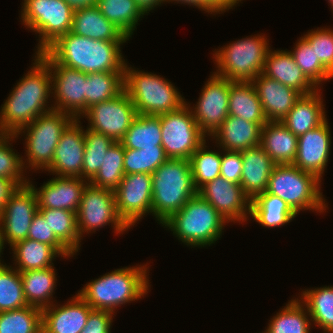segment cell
Masks as SVG:
<instances>
[{
    "mask_svg": "<svg viewBox=\"0 0 333 333\" xmlns=\"http://www.w3.org/2000/svg\"><path fill=\"white\" fill-rule=\"evenodd\" d=\"M38 212L37 196L29 185L19 186L5 202L0 212L3 244L10 245L27 239L29 227Z\"/></svg>",
    "mask_w": 333,
    "mask_h": 333,
    "instance_id": "cell-15",
    "label": "cell"
},
{
    "mask_svg": "<svg viewBox=\"0 0 333 333\" xmlns=\"http://www.w3.org/2000/svg\"><path fill=\"white\" fill-rule=\"evenodd\" d=\"M162 147L169 159L189 160L207 137L194 119L190 105L160 115Z\"/></svg>",
    "mask_w": 333,
    "mask_h": 333,
    "instance_id": "cell-11",
    "label": "cell"
},
{
    "mask_svg": "<svg viewBox=\"0 0 333 333\" xmlns=\"http://www.w3.org/2000/svg\"><path fill=\"white\" fill-rule=\"evenodd\" d=\"M19 186L13 181L0 177V212L4 207L5 202L8 200L9 196L18 188Z\"/></svg>",
    "mask_w": 333,
    "mask_h": 333,
    "instance_id": "cell-53",
    "label": "cell"
},
{
    "mask_svg": "<svg viewBox=\"0 0 333 333\" xmlns=\"http://www.w3.org/2000/svg\"><path fill=\"white\" fill-rule=\"evenodd\" d=\"M70 32L94 40H129L119 28L102 15L96 4L74 9Z\"/></svg>",
    "mask_w": 333,
    "mask_h": 333,
    "instance_id": "cell-27",
    "label": "cell"
},
{
    "mask_svg": "<svg viewBox=\"0 0 333 333\" xmlns=\"http://www.w3.org/2000/svg\"><path fill=\"white\" fill-rule=\"evenodd\" d=\"M220 176L233 183L240 184L243 163L241 152L223 151Z\"/></svg>",
    "mask_w": 333,
    "mask_h": 333,
    "instance_id": "cell-50",
    "label": "cell"
},
{
    "mask_svg": "<svg viewBox=\"0 0 333 333\" xmlns=\"http://www.w3.org/2000/svg\"><path fill=\"white\" fill-rule=\"evenodd\" d=\"M296 216L297 214L284 200L266 191L251 200L250 217L264 227L283 226Z\"/></svg>",
    "mask_w": 333,
    "mask_h": 333,
    "instance_id": "cell-32",
    "label": "cell"
},
{
    "mask_svg": "<svg viewBox=\"0 0 333 333\" xmlns=\"http://www.w3.org/2000/svg\"><path fill=\"white\" fill-rule=\"evenodd\" d=\"M206 141L191 155L189 159L193 185L198 191L206 183L220 176L222 153L206 150Z\"/></svg>",
    "mask_w": 333,
    "mask_h": 333,
    "instance_id": "cell-44",
    "label": "cell"
},
{
    "mask_svg": "<svg viewBox=\"0 0 333 333\" xmlns=\"http://www.w3.org/2000/svg\"><path fill=\"white\" fill-rule=\"evenodd\" d=\"M328 124L326 119L318 127L298 137L297 154L293 162V165L316 175L320 180L330 155L332 138Z\"/></svg>",
    "mask_w": 333,
    "mask_h": 333,
    "instance_id": "cell-20",
    "label": "cell"
},
{
    "mask_svg": "<svg viewBox=\"0 0 333 333\" xmlns=\"http://www.w3.org/2000/svg\"><path fill=\"white\" fill-rule=\"evenodd\" d=\"M39 333H47V332L42 328Z\"/></svg>",
    "mask_w": 333,
    "mask_h": 333,
    "instance_id": "cell-58",
    "label": "cell"
},
{
    "mask_svg": "<svg viewBox=\"0 0 333 333\" xmlns=\"http://www.w3.org/2000/svg\"><path fill=\"white\" fill-rule=\"evenodd\" d=\"M196 194L189 160L168 159L152 173V214L160 224Z\"/></svg>",
    "mask_w": 333,
    "mask_h": 333,
    "instance_id": "cell-4",
    "label": "cell"
},
{
    "mask_svg": "<svg viewBox=\"0 0 333 333\" xmlns=\"http://www.w3.org/2000/svg\"><path fill=\"white\" fill-rule=\"evenodd\" d=\"M265 124L228 115L211 136L224 151L241 152L260 145L261 130Z\"/></svg>",
    "mask_w": 333,
    "mask_h": 333,
    "instance_id": "cell-24",
    "label": "cell"
},
{
    "mask_svg": "<svg viewBox=\"0 0 333 333\" xmlns=\"http://www.w3.org/2000/svg\"><path fill=\"white\" fill-rule=\"evenodd\" d=\"M84 140L85 151L81 178L90 182L99 171L106 152L116 141L90 128L84 130Z\"/></svg>",
    "mask_w": 333,
    "mask_h": 333,
    "instance_id": "cell-40",
    "label": "cell"
},
{
    "mask_svg": "<svg viewBox=\"0 0 333 333\" xmlns=\"http://www.w3.org/2000/svg\"><path fill=\"white\" fill-rule=\"evenodd\" d=\"M197 194L209 202L227 223L245 222L250 217L251 198L240 184L228 181L222 176L203 185Z\"/></svg>",
    "mask_w": 333,
    "mask_h": 333,
    "instance_id": "cell-18",
    "label": "cell"
},
{
    "mask_svg": "<svg viewBox=\"0 0 333 333\" xmlns=\"http://www.w3.org/2000/svg\"><path fill=\"white\" fill-rule=\"evenodd\" d=\"M34 57V66L20 79L1 106L2 134L15 135L38 116L53 109L52 105L47 106L50 103L47 100L53 94L50 67L38 53Z\"/></svg>",
    "mask_w": 333,
    "mask_h": 333,
    "instance_id": "cell-1",
    "label": "cell"
},
{
    "mask_svg": "<svg viewBox=\"0 0 333 333\" xmlns=\"http://www.w3.org/2000/svg\"><path fill=\"white\" fill-rule=\"evenodd\" d=\"M88 183L80 177L55 176L37 189L28 182L37 196L38 209H64L75 213Z\"/></svg>",
    "mask_w": 333,
    "mask_h": 333,
    "instance_id": "cell-21",
    "label": "cell"
},
{
    "mask_svg": "<svg viewBox=\"0 0 333 333\" xmlns=\"http://www.w3.org/2000/svg\"><path fill=\"white\" fill-rule=\"evenodd\" d=\"M126 41L94 40L68 32L45 51L59 64L83 73L124 72L121 45Z\"/></svg>",
    "mask_w": 333,
    "mask_h": 333,
    "instance_id": "cell-2",
    "label": "cell"
},
{
    "mask_svg": "<svg viewBox=\"0 0 333 333\" xmlns=\"http://www.w3.org/2000/svg\"><path fill=\"white\" fill-rule=\"evenodd\" d=\"M295 63L302 70L305 76L317 87L323 81L333 78V75L316 59L314 49L309 42L302 36L296 43L293 51H289Z\"/></svg>",
    "mask_w": 333,
    "mask_h": 333,
    "instance_id": "cell-45",
    "label": "cell"
},
{
    "mask_svg": "<svg viewBox=\"0 0 333 333\" xmlns=\"http://www.w3.org/2000/svg\"><path fill=\"white\" fill-rule=\"evenodd\" d=\"M119 142L124 149L163 148L160 115L138 114Z\"/></svg>",
    "mask_w": 333,
    "mask_h": 333,
    "instance_id": "cell-34",
    "label": "cell"
},
{
    "mask_svg": "<svg viewBox=\"0 0 333 333\" xmlns=\"http://www.w3.org/2000/svg\"><path fill=\"white\" fill-rule=\"evenodd\" d=\"M242 175L240 185L251 200L266 191L269 177L276 163L259 145L241 151Z\"/></svg>",
    "mask_w": 333,
    "mask_h": 333,
    "instance_id": "cell-26",
    "label": "cell"
},
{
    "mask_svg": "<svg viewBox=\"0 0 333 333\" xmlns=\"http://www.w3.org/2000/svg\"><path fill=\"white\" fill-rule=\"evenodd\" d=\"M102 15L119 28L129 39L133 31L146 15L135 0H97L96 3Z\"/></svg>",
    "mask_w": 333,
    "mask_h": 333,
    "instance_id": "cell-35",
    "label": "cell"
},
{
    "mask_svg": "<svg viewBox=\"0 0 333 333\" xmlns=\"http://www.w3.org/2000/svg\"><path fill=\"white\" fill-rule=\"evenodd\" d=\"M28 306L20 272L12 266H0V312Z\"/></svg>",
    "mask_w": 333,
    "mask_h": 333,
    "instance_id": "cell-43",
    "label": "cell"
},
{
    "mask_svg": "<svg viewBox=\"0 0 333 333\" xmlns=\"http://www.w3.org/2000/svg\"><path fill=\"white\" fill-rule=\"evenodd\" d=\"M111 223L115 233H124L129 227L119 216L116 208L115 193L110 189L100 188L88 183L83 190L77 226L80 238L88 233Z\"/></svg>",
    "mask_w": 333,
    "mask_h": 333,
    "instance_id": "cell-12",
    "label": "cell"
},
{
    "mask_svg": "<svg viewBox=\"0 0 333 333\" xmlns=\"http://www.w3.org/2000/svg\"><path fill=\"white\" fill-rule=\"evenodd\" d=\"M148 265L124 267L87 283L78 294L93 310L115 313L117 307L137 301L149 291ZM115 310V311H114Z\"/></svg>",
    "mask_w": 333,
    "mask_h": 333,
    "instance_id": "cell-3",
    "label": "cell"
},
{
    "mask_svg": "<svg viewBox=\"0 0 333 333\" xmlns=\"http://www.w3.org/2000/svg\"><path fill=\"white\" fill-rule=\"evenodd\" d=\"M42 310L33 306L0 312V333H39Z\"/></svg>",
    "mask_w": 333,
    "mask_h": 333,
    "instance_id": "cell-42",
    "label": "cell"
},
{
    "mask_svg": "<svg viewBox=\"0 0 333 333\" xmlns=\"http://www.w3.org/2000/svg\"><path fill=\"white\" fill-rule=\"evenodd\" d=\"M230 80L213 73L203 87L198 102L191 109L199 129L211 135L228 117Z\"/></svg>",
    "mask_w": 333,
    "mask_h": 333,
    "instance_id": "cell-17",
    "label": "cell"
},
{
    "mask_svg": "<svg viewBox=\"0 0 333 333\" xmlns=\"http://www.w3.org/2000/svg\"><path fill=\"white\" fill-rule=\"evenodd\" d=\"M263 74L298 91L301 95H308L318 89L295 63L292 54L286 50L269 49Z\"/></svg>",
    "mask_w": 333,
    "mask_h": 333,
    "instance_id": "cell-25",
    "label": "cell"
},
{
    "mask_svg": "<svg viewBox=\"0 0 333 333\" xmlns=\"http://www.w3.org/2000/svg\"><path fill=\"white\" fill-rule=\"evenodd\" d=\"M2 249H4V244H3V241H2V233H1V226H0V257H1V253L3 251ZM1 265H3V263L0 260V266Z\"/></svg>",
    "mask_w": 333,
    "mask_h": 333,
    "instance_id": "cell-56",
    "label": "cell"
},
{
    "mask_svg": "<svg viewBox=\"0 0 333 333\" xmlns=\"http://www.w3.org/2000/svg\"><path fill=\"white\" fill-rule=\"evenodd\" d=\"M168 159L163 148L125 149L124 174H152Z\"/></svg>",
    "mask_w": 333,
    "mask_h": 333,
    "instance_id": "cell-46",
    "label": "cell"
},
{
    "mask_svg": "<svg viewBox=\"0 0 333 333\" xmlns=\"http://www.w3.org/2000/svg\"><path fill=\"white\" fill-rule=\"evenodd\" d=\"M264 35H255L233 41L217 49L213 58L217 69L216 75L230 81L252 82L263 73L265 58L270 46Z\"/></svg>",
    "mask_w": 333,
    "mask_h": 333,
    "instance_id": "cell-8",
    "label": "cell"
},
{
    "mask_svg": "<svg viewBox=\"0 0 333 333\" xmlns=\"http://www.w3.org/2000/svg\"><path fill=\"white\" fill-rule=\"evenodd\" d=\"M22 4L20 19L41 38L36 53L71 31L74 9L64 0H24Z\"/></svg>",
    "mask_w": 333,
    "mask_h": 333,
    "instance_id": "cell-10",
    "label": "cell"
},
{
    "mask_svg": "<svg viewBox=\"0 0 333 333\" xmlns=\"http://www.w3.org/2000/svg\"><path fill=\"white\" fill-rule=\"evenodd\" d=\"M15 135L0 133V177L13 180L18 186L28 184L29 180L24 176L23 157L14 152L10 141Z\"/></svg>",
    "mask_w": 333,
    "mask_h": 333,
    "instance_id": "cell-47",
    "label": "cell"
},
{
    "mask_svg": "<svg viewBox=\"0 0 333 333\" xmlns=\"http://www.w3.org/2000/svg\"><path fill=\"white\" fill-rule=\"evenodd\" d=\"M124 90V72L86 74V111L92 105L116 97Z\"/></svg>",
    "mask_w": 333,
    "mask_h": 333,
    "instance_id": "cell-39",
    "label": "cell"
},
{
    "mask_svg": "<svg viewBox=\"0 0 333 333\" xmlns=\"http://www.w3.org/2000/svg\"><path fill=\"white\" fill-rule=\"evenodd\" d=\"M54 268L52 266L41 270L20 272L24 296L29 306L43 310L54 303L51 301L57 286Z\"/></svg>",
    "mask_w": 333,
    "mask_h": 333,
    "instance_id": "cell-31",
    "label": "cell"
},
{
    "mask_svg": "<svg viewBox=\"0 0 333 333\" xmlns=\"http://www.w3.org/2000/svg\"><path fill=\"white\" fill-rule=\"evenodd\" d=\"M140 9L145 13L154 10L155 7L160 6L165 0H135Z\"/></svg>",
    "mask_w": 333,
    "mask_h": 333,
    "instance_id": "cell-54",
    "label": "cell"
},
{
    "mask_svg": "<svg viewBox=\"0 0 333 333\" xmlns=\"http://www.w3.org/2000/svg\"><path fill=\"white\" fill-rule=\"evenodd\" d=\"M64 1L73 9L93 6L97 3V0H64Z\"/></svg>",
    "mask_w": 333,
    "mask_h": 333,
    "instance_id": "cell-55",
    "label": "cell"
},
{
    "mask_svg": "<svg viewBox=\"0 0 333 333\" xmlns=\"http://www.w3.org/2000/svg\"><path fill=\"white\" fill-rule=\"evenodd\" d=\"M252 83L255 86L267 121L280 122L294 107L301 94L282 83L259 74Z\"/></svg>",
    "mask_w": 333,
    "mask_h": 333,
    "instance_id": "cell-23",
    "label": "cell"
},
{
    "mask_svg": "<svg viewBox=\"0 0 333 333\" xmlns=\"http://www.w3.org/2000/svg\"><path fill=\"white\" fill-rule=\"evenodd\" d=\"M309 317L307 307H304L300 299L295 298L269 320L266 331L268 333H310L312 321Z\"/></svg>",
    "mask_w": 333,
    "mask_h": 333,
    "instance_id": "cell-38",
    "label": "cell"
},
{
    "mask_svg": "<svg viewBox=\"0 0 333 333\" xmlns=\"http://www.w3.org/2000/svg\"><path fill=\"white\" fill-rule=\"evenodd\" d=\"M38 54L48 63L53 73L52 93L56 99L53 110L80 119L86 112V73L57 63L46 51Z\"/></svg>",
    "mask_w": 333,
    "mask_h": 333,
    "instance_id": "cell-13",
    "label": "cell"
},
{
    "mask_svg": "<svg viewBox=\"0 0 333 333\" xmlns=\"http://www.w3.org/2000/svg\"><path fill=\"white\" fill-rule=\"evenodd\" d=\"M56 238L73 254L80 250L77 213L64 209H38Z\"/></svg>",
    "mask_w": 333,
    "mask_h": 333,
    "instance_id": "cell-37",
    "label": "cell"
},
{
    "mask_svg": "<svg viewBox=\"0 0 333 333\" xmlns=\"http://www.w3.org/2000/svg\"><path fill=\"white\" fill-rule=\"evenodd\" d=\"M321 180L302 171L293 164H276L268 181L267 193L280 197L298 214L300 210H326L325 198L320 191Z\"/></svg>",
    "mask_w": 333,
    "mask_h": 333,
    "instance_id": "cell-7",
    "label": "cell"
},
{
    "mask_svg": "<svg viewBox=\"0 0 333 333\" xmlns=\"http://www.w3.org/2000/svg\"><path fill=\"white\" fill-rule=\"evenodd\" d=\"M310 44L316 59L333 75V29L317 28L303 36Z\"/></svg>",
    "mask_w": 333,
    "mask_h": 333,
    "instance_id": "cell-48",
    "label": "cell"
},
{
    "mask_svg": "<svg viewBox=\"0 0 333 333\" xmlns=\"http://www.w3.org/2000/svg\"><path fill=\"white\" fill-rule=\"evenodd\" d=\"M328 2L331 4L332 11H333V0H328Z\"/></svg>",
    "mask_w": 333,
    "mask_h": 333,
    "instance_id": "cell-57",
    "label": "cell"
},
{
    "mask_svg": "<svg viewBox=\"0 0 333 333\" xmlns=\"http://www.w3.org/2000/svg\"><path fill=\"white\" fill-rule=\"evenodd\" d=\"M114 193L117 212L129 227L152 213V174L124 175Z\"/></svg>",
    "mask_w": 333,
    "mask_h": 333,
    "instance_id": "cell-16",
    "label": "cell"
},
{
    "mask_svg": "<svg viewBox=\"0 0 333 333\" xmlns=\"http://www.w3.org/2000/svg\"><path fill=\"white\" fill-rule=\"evenodd\" d=\"M301 297L315 327L319 326L324 333H333V286L307 289Z\"/></svg>",
    "mask_w": 333,
    "mask_h": 333,
    "instance_id": "cell-36",
    "label": "cell"
},
{
    "mask_svg": "<svg viewBox=\"0 0 333 333\" xmlns=\"http://www.w3.org/2000/svg\"><path fill=\"white\" fill-rule=\"evenodd\" d=\"M73 119L70 114L52 109L19 130L15 134L16 137L22 133L26 134L24 138L27 160L22 161L24 168L46 170L51 165L63 130Z\"/></svg>",
    "mask_w": 333,
    "mask_h": 333,
    "instance_id": "cell-9",
    "label": "cell"
},
{
    "mask_svg": "<svg viewBox=\"0 0 333 333\" xmlns=\"http://www.w3.org/2000/svg\"><path fill=\"white\" fill-rule=\"evenodd\" d=\"M114 314L103 310H92L81 333H111Z\"/></svg>",
    "mask_w": 333,
    "mask_h": 333,
    "instance_id": "cell-51",
    "label": "cell"
},
{
    "mask_svg": "<svg viewBox=\"0 0 333 333\" xmlns=\"http://www.w3.org/2000/svg\"><path fill=\"white\" fill-rule=\"evenodd\" d=\"M73 119L63 130L51 165L45 170L56 176L80 177L85 151L84 129Z\"/></svg>",
    "mask_w": 333,
    "mask_h": 333,
    "instance_id": "cell-19",
    "label": "cell"
},
{
    "mask_svg": "<svg viewBox=\"0 0 333 333\" xmlns=\"http://www.w3.org/2000/svg\"><path fill=\"white\" fill-rule=\"evenodd\" d=\"M10 248L14 254L15 269L19 272L52 267L53 259L60 256L51 245L28 238L15 243Z\"/></svg>",
    "mask_w": 333,
    "mask_h": 333,
    "instance_id": "cell-33",
    "label": "cell"
},
{
    "mask_svg": "<svg viewBox=\"0 0 333 333\" xmlns=\"http://www.w3.org/2000/svg\"><path fill=\"white\" fill-rule=\"evenodd\" d=\"M124 90L137 114L161 115L177 111L186 101L170 81L153 73L138 71L125 64Z\"/></svg>",
    "mask_w": 333,
    "mask_h": 333,
    "instance_id": "cell-6",
    "label": "cell"
},
{
    "mask_svg": "<svg viewBox=\"0 0 333 333\" xmlns=\"http://www.w3.org/2000/svg\"><path fill=\"white\" fill-rule=\"evenodd\" d=\"M178 2L183 4H188L193 7H198L202 11L208 12L210 14H220L226 10L233 9L239 1L241 0H165V2Z\"/></svg>",
    "mask_w": 333,
    "mask_h": 333,
    "instance_id": "cell-52",
    "label": "cell"
},
{
    "mask_svg": "<svg viewBox=\"0 0 333 333\" xmlns=\"http://www.w3.org/2000/svg\"><path fill=\"white\" fill-rule=\"evenodd\" d=\"M28 239L51 245L61 257H71L73 254L56 238L45 218L37 212L32 220L27 235Z\"/></svg>",
    "mask_w": 333,
    "mask_h": 333,
    "instance_id": "cell-49",
    "label": "cell"
},
{
    "mask_svg": "<svg viewBox=\"0 0 333 333\" xmlns=\"http://www.w3.org/2000/svg\"><path fill=\"white\" fill-rule=\"evenodd\" d=\"M137 115L132 100L123 90L114 98L92 105L82 117L87 116L88 128L119 142Z\"/></svg>",
    "mask_w": 333,
    "mask_h": 333,
    "instance_id": "cell-14",
    "label": "cell"
},
{
    "mask_svg": "<svg viewBox=\"0 0 333 333\" xmlns=\"http://www.w3.org/2000/svg\"><path fill=\"white\" fill-rule=\"evenodd\" d=\"M301 95L291 111L280 121L294 135L299 137L326 120V112L320 90Z\"/></svg>",
    "mask_w": 333,
    "mask_h": 333,
    "instance_id": "cell-28",
    "label": "cell"
},
{
    "mask_svg": "<svg viewBox=\"0 0 333 333\" xmlns=\"http://www.w3.org/2000/svg\"><path fill=\"white\" fill-rule=\"evenodd\" d=\"M226 222L209 202L196 194L162 226L187 246L206 247L221 238Z\"/></svg>",
    "mask_w": 333,
    "mask_h": 333,
    "instance_id": "cell-5",
    "label": "cell"
},
{
    "mask_svg": "<svg viewBox=\"0 0 333 333\" xmlns=\"http://www.w3.org/2000/svg\"><path fill=\"white\" fill-rule=\"evenodd\" d=\"M298 137L281 122L268 121L261 130L260 146L276 164H293Z\"/></svg>",
    "mask_w": 333,
    "mask_h": 333,
    "instance_id": "cell-29",
    "label": "cell"
},
{
    "mask_svg": "<svg viewBox=\"0 0 333 333\" xmlns=\"http://www.w3.org/2000/svg\"><path fill=\"white\" fill-rule=\"evenodd\" d=\"M228 114L253 123H267L252 82L230 81Z\"/></svg>",
    "mask_w": 333,
    "mask_h": 333,
    "instance_id": "cell-30",
    "label": "cell"
},
{
    "mask_svg": "<svg viewBox=\"0 0 333 333\" xmlns=\"http://www.w3.org/2000/svg\"><path fill=\"white\" fill-rule=\"evenodd\" d=\"M92 310L77 294L64 305L43 309L42 327L47 333H81Z\"/></svg>",
    "mask_w": 333,
    "mask_h": 333,
    "instance_id": "cell-22",
    "label": "cell"
},
{
    "mask_svg": "<svg viewBox=\"0 0 333 333\" xmlns=\"http://www.w3.org/2000/svg\"><path fill=\"white\" fill-rule=\"evenodd\" d=\"M125 149L120 142H115L106 152L105 159L95 175L89 182L91 185L114 191L124 177Z\"/></svg>",
    "mask_w": 333,
    "mask_h": 333,
    "instance_id": "cell-41",
    "label": "cell"
}]
</instances>
